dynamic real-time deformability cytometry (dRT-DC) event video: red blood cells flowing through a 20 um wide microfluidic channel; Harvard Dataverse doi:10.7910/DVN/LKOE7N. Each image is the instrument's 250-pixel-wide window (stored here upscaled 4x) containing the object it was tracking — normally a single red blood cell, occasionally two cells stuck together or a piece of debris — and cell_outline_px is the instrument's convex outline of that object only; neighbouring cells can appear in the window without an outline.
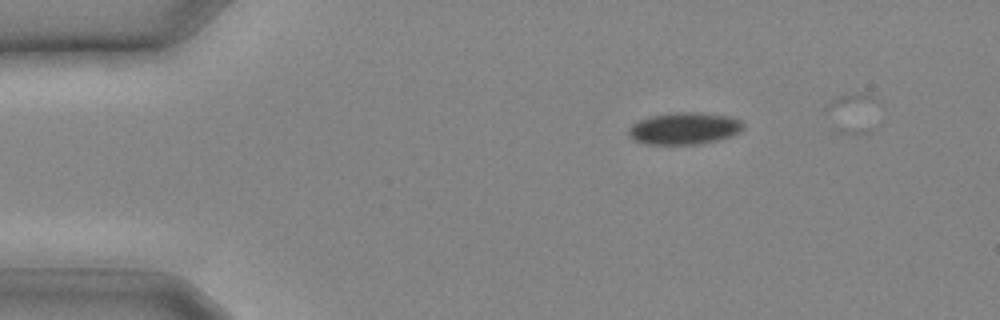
{"species": "common noctule bat (a hibernating species)", "species_latin": "Nyctalus noctula", "temperature_condition": "cold", "stored_images_in_passage": 3, "camera_frame_rate_fps": 3000, "um_per_image_px": 0.085, "animal": {"sex": "male", "body_mass_g": 20.4}, "frame": {"image": 1, "passage_image": 1, "time_ms": 0.0, "image_size_px": [1000, 320], "cell_outline_px": [[744, 128], [732, 136], [716, 140], [696, 144], [648, 144], [636, 140], [628, 136], [628, 128], [632, 124], [648, 116], [676, 112], [704, 112], [732, 116], [740, 120], [744, 124]], "centroid_in_image_um": [58.18, 10.89], "position_along_channel_um": 26.8, "area_um2": 21.5}}